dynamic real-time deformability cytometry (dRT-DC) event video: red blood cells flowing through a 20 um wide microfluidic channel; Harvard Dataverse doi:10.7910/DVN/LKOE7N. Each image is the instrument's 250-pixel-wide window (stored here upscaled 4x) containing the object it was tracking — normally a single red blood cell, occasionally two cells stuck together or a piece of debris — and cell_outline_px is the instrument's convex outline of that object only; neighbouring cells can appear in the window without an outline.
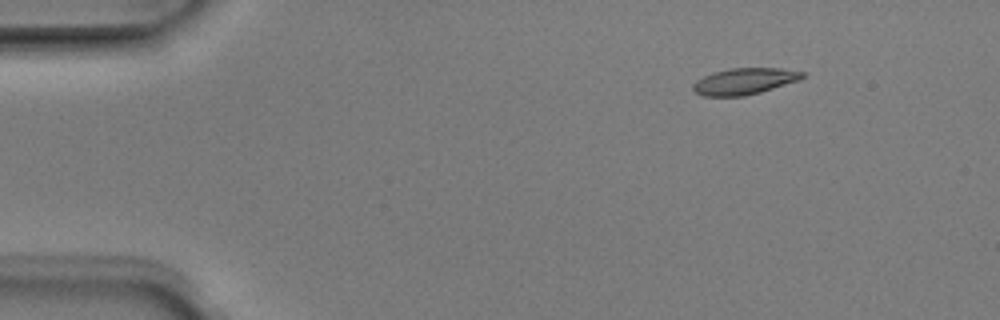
{"species": "Egyptian fruit bat (a non-hibernating species)", "species_latin": "Rousettus aegyptiacus", "temperature_condition": "room temperature", "stored_images_in_passage": 6, "segment_of_instrument_passage": [2, 2], "camera_frame_rate_fps": 3000, "um_per_image_px": 0.085, "animal": {"sex": "male"}, "frame": {"image": 1, "passage_image": 6, "time_ms": 1.667, "image_size_px": [1000, 320], "cell_outline_px": [[804, 76], [800, 80], [760, 92], [744, 96], [704, 96], [696, 92], [692, 88], [692, 84], [696, 80], [712, 72], [732, 68], [780, 68], [804, 72]], "centroid_in_image_um": [63.26, 6.9], "position_along_channel_um": 21.7, "area_um2": 16.76}}